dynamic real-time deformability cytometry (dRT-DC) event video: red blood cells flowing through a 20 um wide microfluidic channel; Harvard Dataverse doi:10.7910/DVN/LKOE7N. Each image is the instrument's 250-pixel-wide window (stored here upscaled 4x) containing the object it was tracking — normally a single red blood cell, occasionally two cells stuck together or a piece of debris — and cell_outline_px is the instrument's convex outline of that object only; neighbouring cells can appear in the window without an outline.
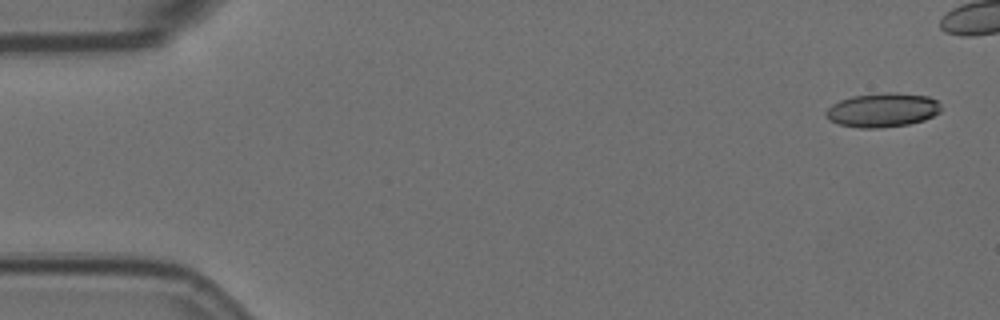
{"species": "Egyptian fruit bat (a non-hibernating species)", "species_latin": "Rousettus aegyptiacus", "temperature_condition": "room temperature", "stored_images_in_passage": 6, "camera_frame_rate_fps": 3000, "um_per_image_px": 0.085, "animal": {"sex": "female"}, "frame": {"image": 1, "passage_image": 1, "time_ms": 0.0, "image_size_px": [1000, 320], "cell_outline_px": [[940, 112], [924, 120], [908, 124], [880, 128], [860, 128], [840, 124], [828, 120], [824, 116], [824, 112], [832, 104], [840, 100], [852, 96], [888, 92], [896, 92], [928, 96], [936, 100], [940, 104]], "centroid_in_image_um": [74.99, 9.35], "position_along_channel_um": 10.0, "area_um2": 22.95}}
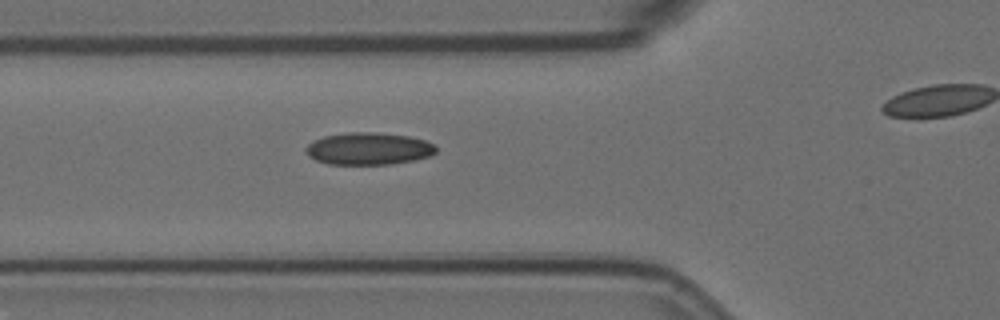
{"frame": {"image": 2, "passage_image": 5, "time_ms": 1.333, "image_size_px": [1000, 320], "cell_outline_px": [[436, 152], [428, 156], [416, 160], [388, 164], [328, 164], [316, 160], [308, 156], [304, 152], [304, 148], [312, 140], [324, 136], [348, 132], [376, 132], [408, 136], [424, 140], [436, 144]], "centroid_in_image_um": [31.3, 12.63], "position_along_channel_um": 94.5, "area_um2": 24.62}}